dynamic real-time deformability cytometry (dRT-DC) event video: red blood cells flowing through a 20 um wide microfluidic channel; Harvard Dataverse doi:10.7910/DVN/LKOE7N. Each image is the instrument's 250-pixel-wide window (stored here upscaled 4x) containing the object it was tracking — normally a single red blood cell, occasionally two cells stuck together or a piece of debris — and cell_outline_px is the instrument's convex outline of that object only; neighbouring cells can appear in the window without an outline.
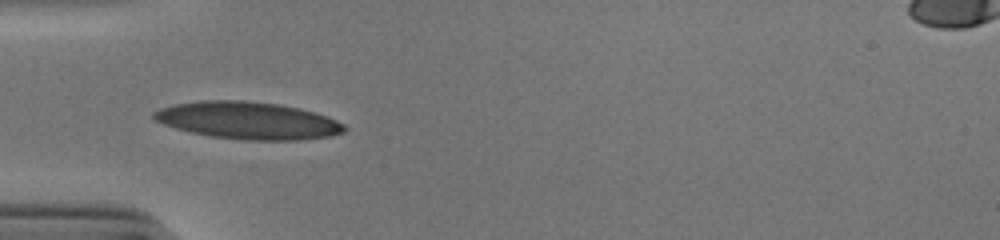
{"species": "human", "species_latin": "Homo sapiens", "temperature_condition": "cold", "stored_images_in_passage": 29, "camera_frame_rate_fps": 3000, "um_per_image_px": 0.085, "donor": {"sex": "male"}, "frame": {"image": 1, "passage_image": 1, "time_ms": 0.0, "image_size_px": [1000, 240], "cell_outline_px": [[348, 128], [344, 132], [332, 136], [300, 140], [244, 140], [212, 136], [192, 132], [176, 128], [164, 124], [156, 120], [152, 116], [152, 112], [160, 108], [176, 104], [204, 100], [240, 100], [276, 104], [300, 108], [316, 112], [328, 116], [344, 124]], "centroid_in_image_um": [21.13, 10.24], "position_along_channel_um": 63.9, "area_um2": 41.33}}
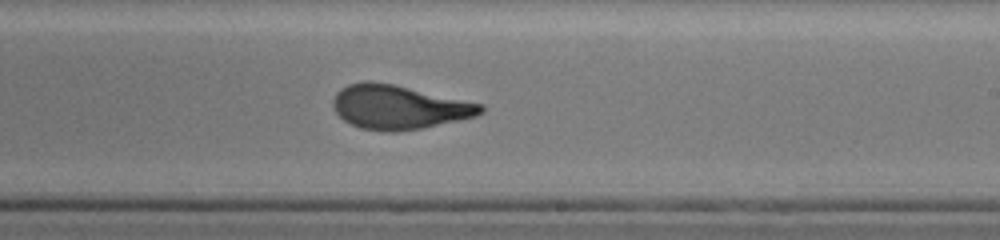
{"frame": {"image": 2, "passage_image": 16, "time_ms": 5.0, "image_size_px": [1000, 240], "cell_outline_px": [[484, 112], [476, 116], [420, 128], [392, 132], [388, 132], [360, 128], [344, 120], [332, 108], [332, 100], [336, 92], [340, 88], [348, 84], [364, 80], [372, 80], [392, 84], [484, 104]], "centroid_in_image_um": [33.86, 9.09], "position_along_channel_um": 255.1, "area_um2": 37.8}}
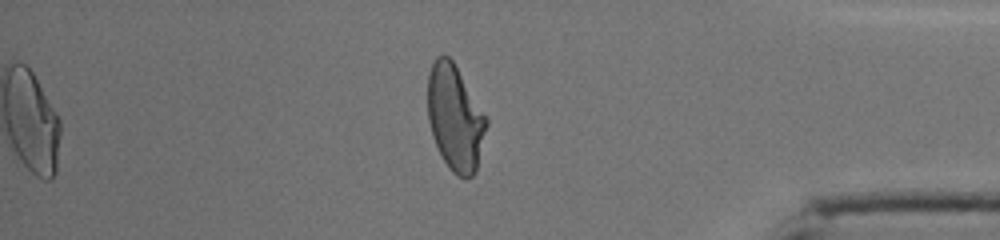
{"frame": {"image": 3, "passage_image": 29, "time_ms": 9.333, "image_size_px": [1000, 240], "cell_outline_px": [[488, 124], [476, 172], [468, 180], [456, 176], [448, 168], [432, 136], [428, 120], [428, 72], [436, 56], [444, 52], [452, 60], [488, 116]], "centroid_in_image_um": [38.7, 10.01], "position_along_channel_um": 396.5, "area_um2": 36.7}, "authors_computed_cell_mechanics": {"area_um2": 37.9746, "velocity_mm_per_s": 3.8785, "shape_relaxation_time_tau1_ms": 5.5702, "shape_relaxation_time_tau2_ms": 1.128, "deformation_change_tau1": 0.2272, "deformation_change_tau2": 0.0861}}